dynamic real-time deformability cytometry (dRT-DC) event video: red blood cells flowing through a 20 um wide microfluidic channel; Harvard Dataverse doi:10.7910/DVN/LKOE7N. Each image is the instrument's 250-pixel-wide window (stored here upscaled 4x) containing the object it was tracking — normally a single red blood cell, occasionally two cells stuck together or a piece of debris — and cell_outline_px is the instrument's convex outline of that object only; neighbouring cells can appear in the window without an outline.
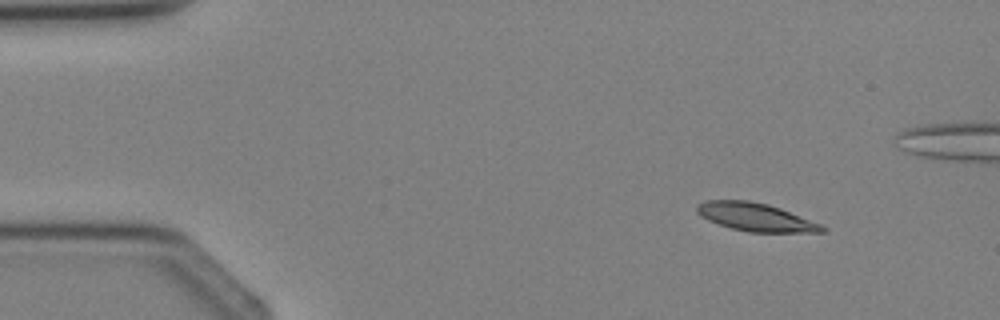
{"species": "Egyptian fruit bat (a non-hibernating species)", "species_latin": "Rousettus aegyptiacus", "temperature_condition": "cold", "stored_images_in_passage": 3, "camera_frame_rate_fps": 3000, "um_per_image_px": 0.085, "animal": {"sex": "female"}, "frame": {"image": 1, "passage_image": 1, "time_ms": 0.0, "image_size_px": [1000, 320], "cell_outline_px": [[828, 228], [824, 232], [748, 232], [732, 228], [708, 220], [696, 212], [696, 204], [708, 200], [748, 200], [768, 204], [780, 208], [820, 224]], "centroid_in_image_um": [64.21, 18.45], "position_along_channel_um": 20.8, "area_um2": 20.35}}